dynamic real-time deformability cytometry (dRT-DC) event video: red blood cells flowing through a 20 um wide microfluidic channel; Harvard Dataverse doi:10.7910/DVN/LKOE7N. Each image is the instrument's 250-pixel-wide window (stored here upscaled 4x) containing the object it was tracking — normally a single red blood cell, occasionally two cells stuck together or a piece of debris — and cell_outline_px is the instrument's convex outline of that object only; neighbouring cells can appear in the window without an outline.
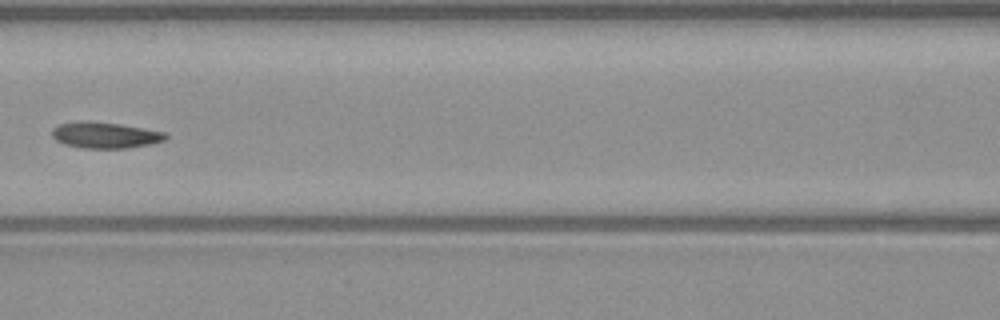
{"species": "common noctule bat (a hibernating species)", "species_latin": "Nyctalus noctula", "temperature_condition": "warm", "stored_images_in_passage": 4, "camera_frame_rate_fps": 3000, "um_per_image_px": 0.085, "animal": {"sex": "male", "body_mass_g": 23.1, "forearm_length_mm": 52.7}, "frame": {"image": 1, "passage_image": 4, "time_ms": 3.667, "image_size_px": [1000, 320], "cell_outline_px": [[168, 136], [164, 140], [152, 144], [124, 148], [84, 148], [64, 144], [56, 140], [52, 136], [52, 128], [60, 124], [84, 120], [88, 120], [120, 124], [144, 128], [164, 132]], "centroid_in_image_um": [8.92, 11.48], "position_along_channel_um": 157.7, "area_um2": 17.28}}